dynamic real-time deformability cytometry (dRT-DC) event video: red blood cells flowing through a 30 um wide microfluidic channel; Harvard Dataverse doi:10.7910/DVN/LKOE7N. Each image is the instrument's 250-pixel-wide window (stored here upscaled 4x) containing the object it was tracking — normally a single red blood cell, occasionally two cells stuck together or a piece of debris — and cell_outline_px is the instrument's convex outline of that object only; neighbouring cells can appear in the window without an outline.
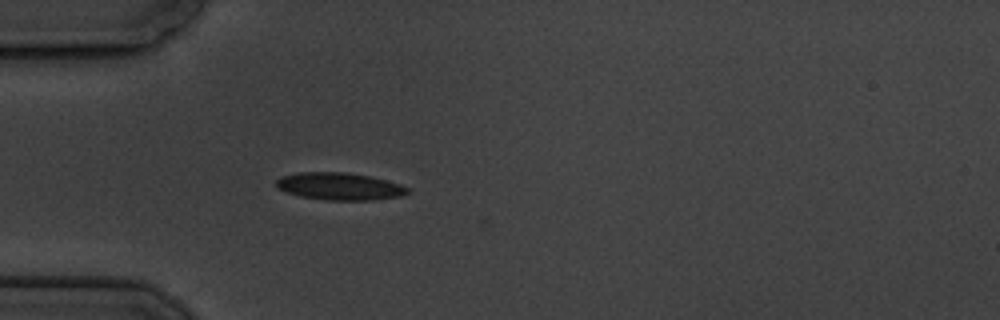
{"species": "common noctule bat (a hibernating species)", "species_latin": "Nyctalus noctula", "temperature_condition": "cold", "stored_images_in_passage": 4, "camera_frame_rate_fps": 3000, "um_per_image_px": 0.085, "animal": {"sex": "male", "body_mass_g": 19.5, "forearm_length_mm": 54.6}, "frame": {"image": 1, "passage_image": 4, "time_ms": 3.667, "image_size_px": [1000, 320], "cell_outline_px": [[408, 192], [400, 196], [368, 200], [328, 200], [300, 196], [288, 192], [280, 188], [276, 184], [276, 180], [280, 176], [300, 172], [348, 172], [368, 176], [400, 184], [408, 188]], "centroid_in_image_um": [28.84, 15.83], "position_along_channel_um": 56.2, "area_um2": 20.58}}